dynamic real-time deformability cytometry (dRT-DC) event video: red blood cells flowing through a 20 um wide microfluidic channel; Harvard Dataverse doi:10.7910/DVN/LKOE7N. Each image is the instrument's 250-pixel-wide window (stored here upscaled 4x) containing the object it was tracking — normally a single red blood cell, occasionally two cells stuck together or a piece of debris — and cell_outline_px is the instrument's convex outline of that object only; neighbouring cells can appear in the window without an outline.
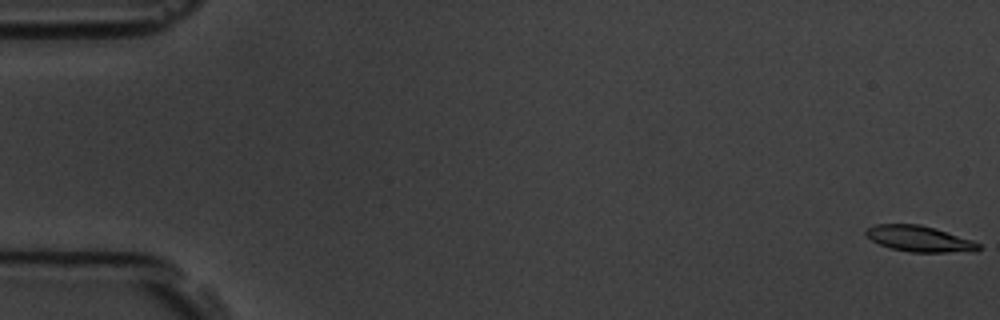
{"species": "common noctule bat (a hibernating species)", "species_latin": "Nyctalus noctula", "temperature_condition": "room temperature", "stored_images_in_passage": 5, "camera_frame_rate_fps": 3000, "um_per_image_px": 0.085, "animal": {"sex": "male", "body_mass_g": 19.5, "forearm_length_mm": 54.6}, "frame": {"image": 1, "passage_image": 1, "time_ms": 0.0, "image_size_px": [1000, 320], "cell_outline_px": [[980, 248], [976, 252], [908, 252], [892, 248], [880, 244], [872, 240], [864, 232], [868, 228], [876, 224], [920, 224], [936, 228], [972, 240], [980, 244]], "centroid_in_image_um": [78.19, 20.3], "position_along_channel_um": 6.8, "area_um2": 16.99}}
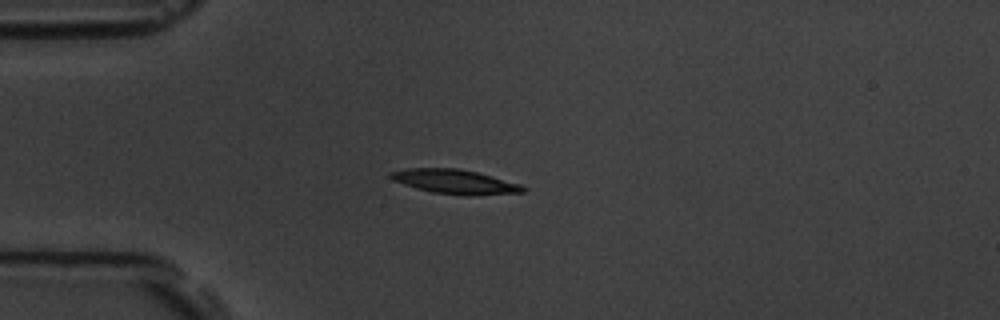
{"frame": {"image": 2, "passage_image": 5, "time_ms": 4.667, "image_size_px": [1000, 320], "cell_outline_px": [[528, 188], [524, 192], [472, 196], [464, 196], [432, 192], [416, 188], [392, 180], [388, 176], [392, 172], [408, 168], [456, 168], [476, 172], [520, 184]], "centroid_in_image_um": [38.69, 15.46], "position_along_channel_um": 46.3, "area_um2": 18.73}}